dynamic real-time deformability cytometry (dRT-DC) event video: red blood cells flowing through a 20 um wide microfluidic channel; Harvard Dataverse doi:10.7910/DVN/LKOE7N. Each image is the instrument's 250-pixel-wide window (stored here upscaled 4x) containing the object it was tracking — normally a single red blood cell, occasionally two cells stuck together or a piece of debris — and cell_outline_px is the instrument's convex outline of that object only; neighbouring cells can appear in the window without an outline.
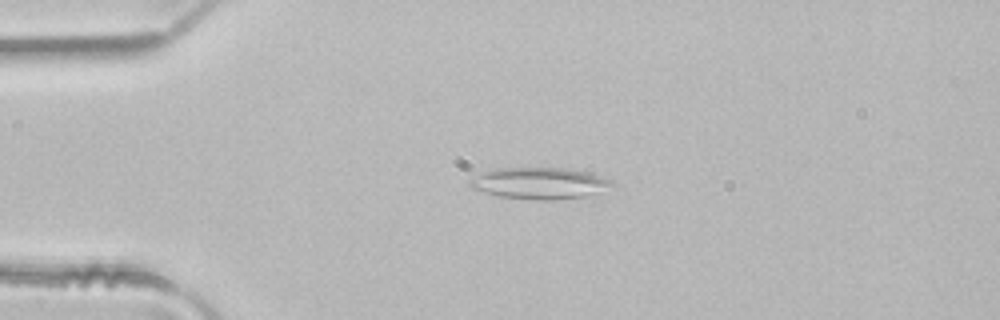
{"species": "common noctule bat (a hibernating species)", "species_latin": "Nyctalus noctula", "temperature_condition": "room temperature", "stored_images_in_passage": 49, "camera_frame_rate_fps": 3000, "um_per_image_px": 0.085, "animal": {"sex": "male", "body_mass_g": 21.5, "forearm_length_mm": 52.0}, "frame": {"image": 1, "passage_image": 11, "time_ms": 3.333, "image_size_px": [1000, 320], "cell_outline_px": [[616, 184], [596, 192], [584, 196], [552, 200], [536, 200], [500, 196], [484, 192], [472, 188], [468, 184], [468, 180], [484, 172], [496, 168], [568, 168], [600, 176], [612, 180]], "centroid_in_image_um": [45.83, 15.57], "position_along_channel_um": 39.2, "area_um2": 25.72}}
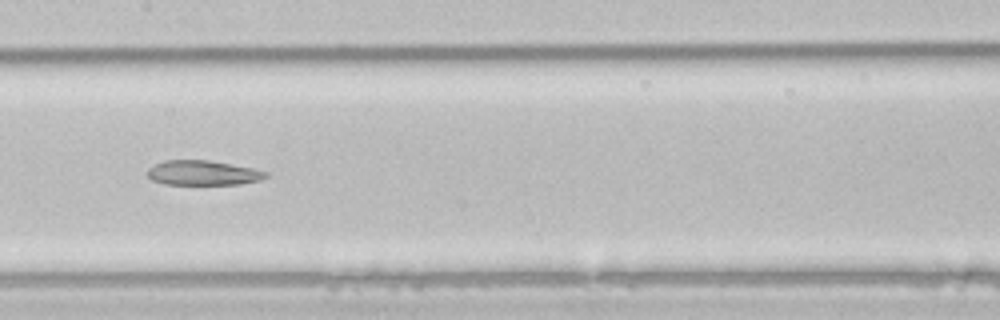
{"frame": {"image": 2, "passage_image": 24, "time_ms": 7.667, "image_size_px": [1000, 320], "cell_outline_px": [[268, 176], [260, 180], [240, 184], [164, 184], [152, 180], [148, 176], [148, 168], [164, 160], [208, 160], [252, 168], [268, 172]], "centroid_in_image_um": [17.25, 14.69], "position_along_channel_um": 190.2, "area_um2": 16.94}}
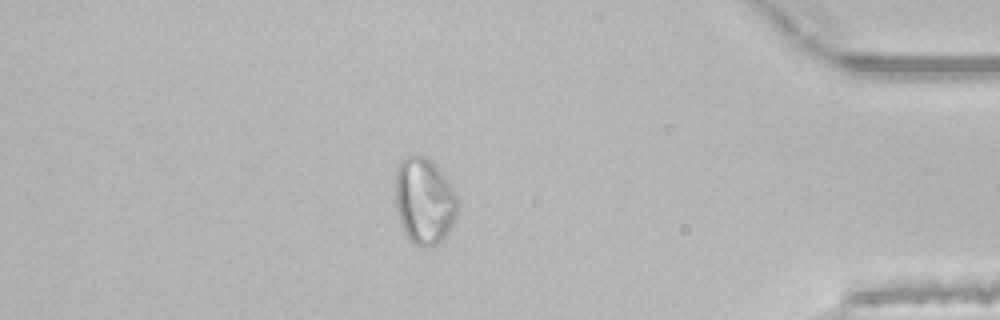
{"frame": {"image": 3, "passage_image": 42, "time_ms": 13.667, "image_size_px": [1000, 320], "cell_outline_px": [[456, 216], [452, 224], [444, 236], [436, 244], [420, 248], [404, 232], [400, 224], [396, 212], [396, 168], [400, 160], [404, 156], [424, 156], [440, 172], [456, 196]], "centroid_in_image_um": [36.0, 17.09], "position_along_channel_um": 399.2, "area_um2": 30.52}, "authors_computed_cell_mechanics": {"area_um2": 25.6632, "velocity_mm_per_s": 4.1402, "shape_relaxation_time_tau1_ms": null, "shape_relaxation_time_tau2_ms": 3.9236, "deformation_change_tau1": null, "deformation_change_tau2": 0.1202}}